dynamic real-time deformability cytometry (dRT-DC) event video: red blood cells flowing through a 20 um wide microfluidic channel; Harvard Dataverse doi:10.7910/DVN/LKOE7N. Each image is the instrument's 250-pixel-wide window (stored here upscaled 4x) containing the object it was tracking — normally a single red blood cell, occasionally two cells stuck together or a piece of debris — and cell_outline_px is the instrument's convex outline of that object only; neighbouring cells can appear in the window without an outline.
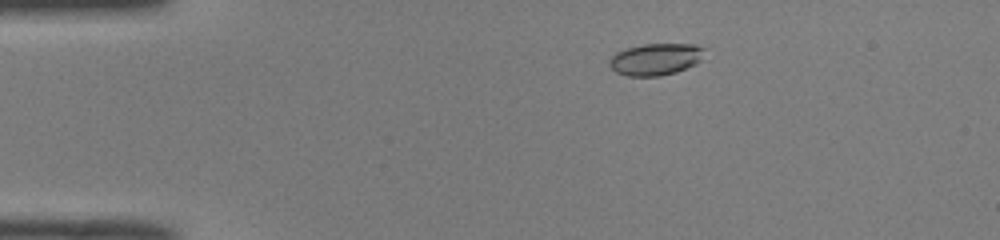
{"species": "common noctule bat (a hibernating species)", "species_latin": "Nyctalus noctula", "temperature_condition": "room temperature", "stored_images_in_passage": 49, "camera_frame_rate_fps": 3000, "um_per_image_px": 0.085, "animal": {"sex": "male", "body_mass_g": 19.0, "forearm_length_mm": 50.8}, "frame": {"image": 1, "passage_image": 8, "time_ms": 2.333, "image_size_px": [1000, 240], "cell_outline_px": [[704, 48], [700, 60], [696, 64], [676, 72], [660, 76], [628, 76], [616, 72], [608, 64], [608, 60], [616, 52], [628, 48], [644, 44], [692, 44]], "centroid_in_image_um": [55.7, 5.04], "position_along_channel_um": 29.3, "area_um2": 17.51}}
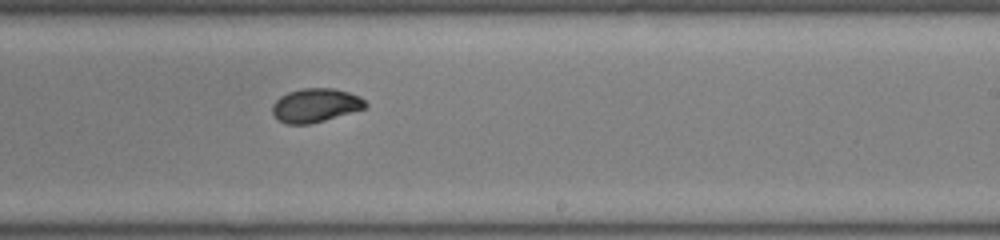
{"frame": {"image": 2, "passage_image": 30, "time_ms": 9.667, "image_size_px": [1000, 240], "cell_outline_px": [[368, 108], [324, 120], [308, 124], [284, 124], [272, 112], [272, 104], [280, 96], [288, 92], [300, 88], [336, 88], [360, 96], [368, 104]], "centroid_in_image_um": [26.84, 8.94], "position_along_channel_um": 262.2, "area_um2": 18.44}}
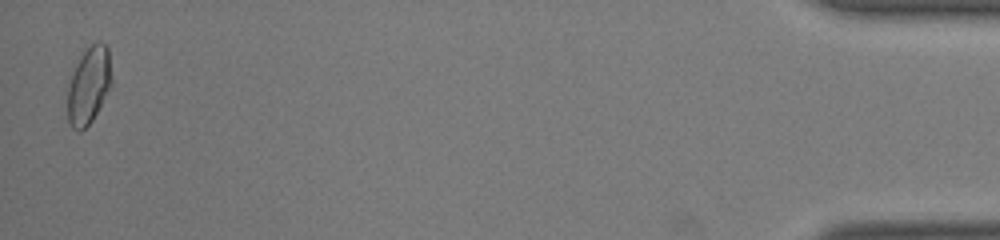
{"frame": {"image": 3, "passage_image": 49, "time_ms": 16.0, "image_size_px": [1000, 240], "cell_outline_px": [[112, 88], [92, 120], [80, 132], [72, 128], [68, 120], [68, 88], [72, 72], [84, 48], [100, 40], [108, 48], [112, 80]], "centroid_in_image_um": [7.57, 7.24], "position_along_channel_um": 427.6, "area_um2": 20.06}, "authors_computed_cell_mechanics": {"area_um2": 18.4382, "velocity_mm_per_s": 3.997, "shape_relaxation_time_tau1_ms": 5.9814, "shape_relaxation_time_tau2_ms": 1.2622, "deformation_change_tau1": 0.1637, "deformation_change_tau2": 0.0446}}